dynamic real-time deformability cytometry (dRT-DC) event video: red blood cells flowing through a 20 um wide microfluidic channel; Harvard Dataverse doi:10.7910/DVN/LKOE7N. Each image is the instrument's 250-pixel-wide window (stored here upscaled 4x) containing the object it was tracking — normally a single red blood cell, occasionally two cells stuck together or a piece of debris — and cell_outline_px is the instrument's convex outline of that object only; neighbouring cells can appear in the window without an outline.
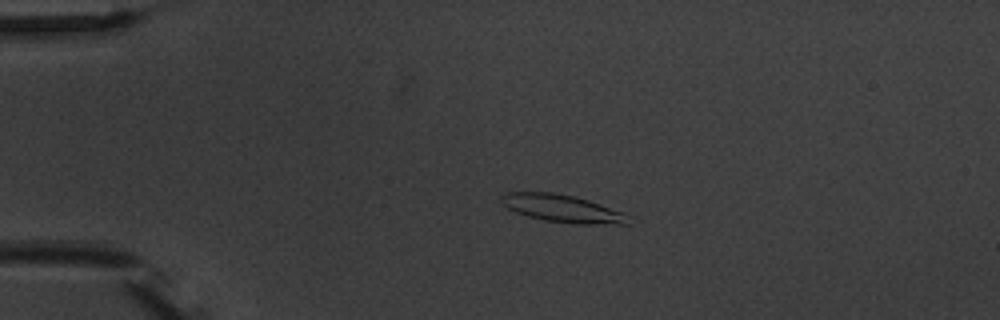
{"species": "common noctule bat (a hibernating species)", "species_latin": "Nyctalus noctula", "temperature_condition": "warm", "stored_images_in_passage": 4, "camera_frame_rate_fps": 3000, "um_per_image_px": 0.085, "animal": {"sex": "male", "body_mass_g": 20.1, "forearm_length_mm": 53.5}, "frame": {"image": 1, "passage_image": 3, "time_ms": 2.333, "image_size_px": [1000, 320], "cell_outline_px": [[628, 224], [576, 224], [544, 220], [528, 216], [516, 212], [508, 208], [500, 200], [500, 196], [508, 192], [552, 192], [572, 196], [588, 200], [624, 212]], "centroid_in_image_um": [47.77, 17.72], "position_along_channel_um": 37.2, "area_um2": 20.11}}